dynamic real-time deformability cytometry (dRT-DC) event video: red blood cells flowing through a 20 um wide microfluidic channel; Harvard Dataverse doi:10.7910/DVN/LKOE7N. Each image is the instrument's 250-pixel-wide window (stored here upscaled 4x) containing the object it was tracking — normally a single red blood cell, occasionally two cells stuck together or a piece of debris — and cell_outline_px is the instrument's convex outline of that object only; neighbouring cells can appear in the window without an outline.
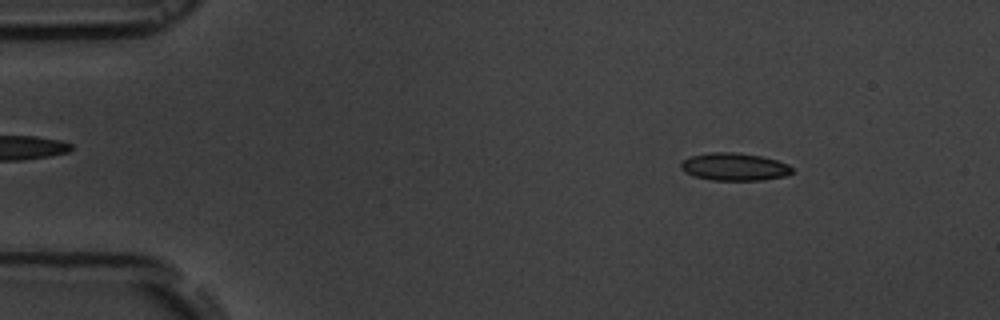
{"species": "common noctule bat (a hibernating species)", "species_latin": "Nyctalus noctula", "temperature_condition": "room temperature", "stored_images_in_passage": 55, "camera_frame_rate_fps": 3000, "um_per_image_px": 0.085, "animal": {"sex": "male", "body_mass_g": 19.5, "forearm_length_mm": 54.6}, "frame": {"image": 1, "passage_image": 7, "time_ms": 2.0, "image_size_px": [1000, 320], "cell_outline_px": [[792, 172], [784, 176], [764, 180], [712, 180], [696, 176], [684, 172], [680, 168], [680, 164], [684, 160], [692, 156], [712, 152], [732, 152], [760, 156], [776, 160], [788, 164], [792, 168]], "centroid_in_image_um": [62.42, 14.18], "position_along_channel_um": 22.6, "area_um2": 17.69}}
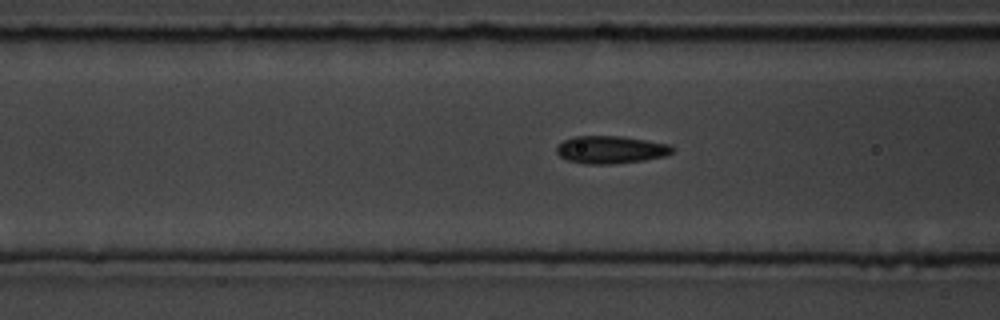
{"frame": {"image": 2, "passage_image": 21, "time_ms": 6.667, "image_size_px": [1000, 320], "cell_outline_px": [[676, 148], [672, 152], [664, 156], [644, 160], [612, 164], [584, 164], [568, 160], [560, 156], [556, 152], [556, 148], [564, 140], [576, 136], [620, 136], [668, 144]], "centroid_in_image_um": [51.91, 12.73], "position_along_channel_um": 114.7, "area_um2": 18.5}}
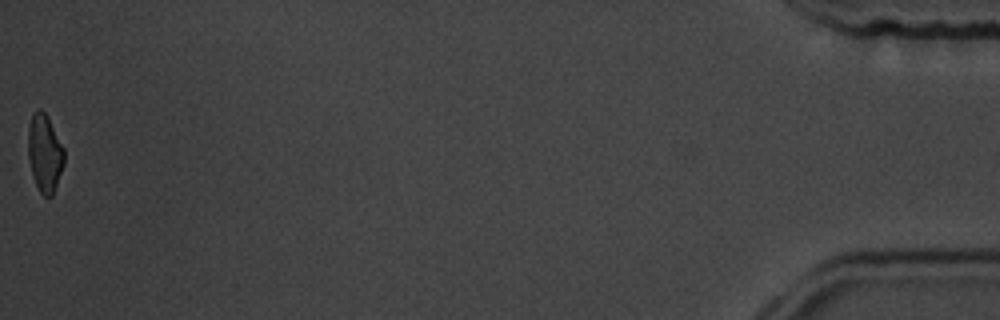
{"frame": {"image": 3, "passage_image": 55, "time_ms": 18.0, "image_size_px": [1000, 320], "cell_outline_px": [[64, 164], [52, 196], [44, 196], [40, 192], [32, 176], [28, 156], [28, 128], [32, 112], [36, 108], [40, 108], [48, 116], [64, 148]], "centroid_in_image_um": [3.79, 12.97], "position_along_channel_um": 431.4, "area_um2": 16.47}, "authors_computed_cell_mechanics": {"area_um2": 17.9758, "velocity_mm_per_s": 3.6819, "shape_relaxation_time_tau1_ms": 10.5179, "shape_relaxation_time_tau2_ms": 1.8037, "deformation_change_tau1": 0.175, "deformation_change_tau2": 0.0831}}